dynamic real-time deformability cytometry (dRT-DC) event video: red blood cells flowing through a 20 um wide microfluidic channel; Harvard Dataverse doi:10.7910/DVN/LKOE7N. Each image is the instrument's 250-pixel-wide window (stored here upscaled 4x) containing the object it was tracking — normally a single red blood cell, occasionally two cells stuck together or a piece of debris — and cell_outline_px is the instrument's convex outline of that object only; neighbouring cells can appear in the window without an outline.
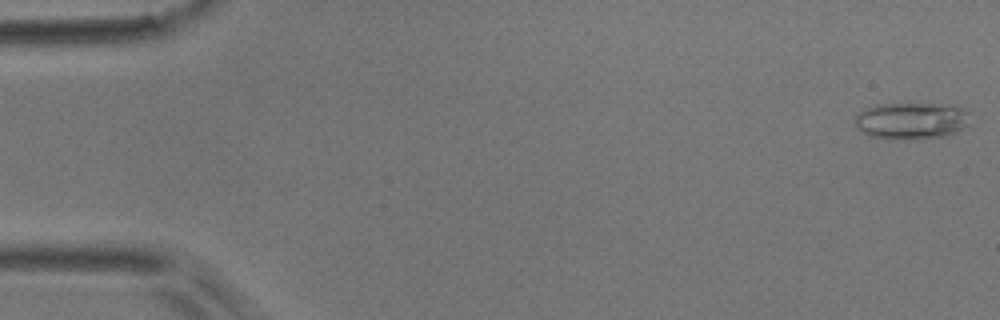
{"species": "common noctule bat (a hibernating species)", "species_latin": "Nyctalus noctula", "temperature_condition": "room temperature", "stored_images_in_passage": 52, "camera_frame_rate_fps": 3000, "um_per_image_px": 0.085, "animal": {"sex": "male", "body_mass_g": 17.9}, "frame": {"image": 1, "passage_image": 1, "time_ms": 0.0, "image_size_px": [1000, 320], "cell_outline_px": [[972, 124], [956, 132], [944, 136], [912, 140], [900, 140], [872, 136], [860, 132], [856, 128], [856, 116], [864, 108], [876, 104], [956, 104], [968, 112]], "centroid_in_image_um": [77.52, 10.26], "position_along_channel_um": 7.5, "area_um2": 25.2}}
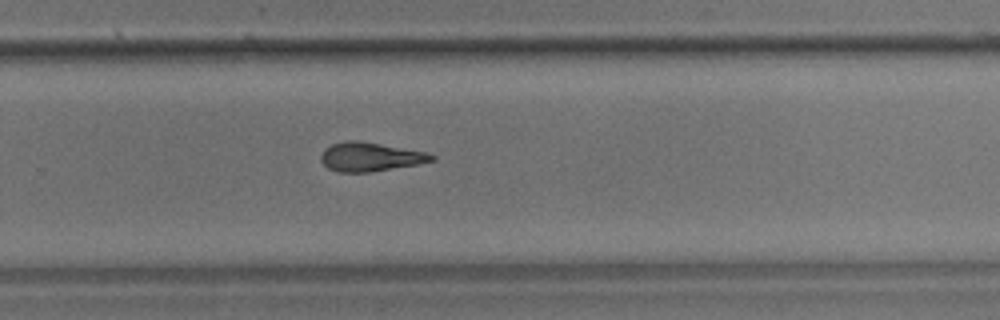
{"frame": {"image": 2, "passage_image": 34, "time_ms": 11.0, "image_size_px": [1000, 320], "cell_outline_px": [[436, 160], [416, 164], [372, 172], [336, 172], [328, 168], [320, 160], [320, 156], [324, 148], [332, 144], [344, 140], [360, 140], [424, 152], [436, 156]], "centroid_in_image_um": [31.42, 13.33], "position_along_channel_um": 298.4, "area_um2": 18.67}}
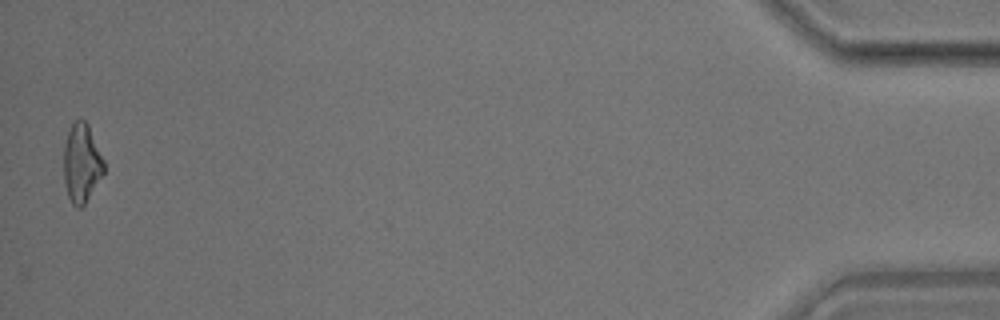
{"frame": {"image": 3, "passage_image": 51, "time_ms": 16.667, "image_size_px": [1000, 320], "cell_outline_px": [[104, 172], [84, 204], [80, 208], [76, 208], [72, 204], [68, 196], [64, 180], [64, 144], [72, 120], [80, 116], [88, 124], [104, 160]], "centroid_in_image_um": [6.92, 13.81], "position_along_channel_um": 428.3, "area_um2": 18.5}, "authors_computed_cell_mechanics": {"area_um2": 18.9584, "velocity_mm_per_s": 3.8932, "shape_relaxation_time_tau1_ms": 9.2426, "shape_relaxation_time_tau2_ms": 6.0606, "deformation_change_tau1": 0.2173, "deformation_change_tau2": 0.1811}}